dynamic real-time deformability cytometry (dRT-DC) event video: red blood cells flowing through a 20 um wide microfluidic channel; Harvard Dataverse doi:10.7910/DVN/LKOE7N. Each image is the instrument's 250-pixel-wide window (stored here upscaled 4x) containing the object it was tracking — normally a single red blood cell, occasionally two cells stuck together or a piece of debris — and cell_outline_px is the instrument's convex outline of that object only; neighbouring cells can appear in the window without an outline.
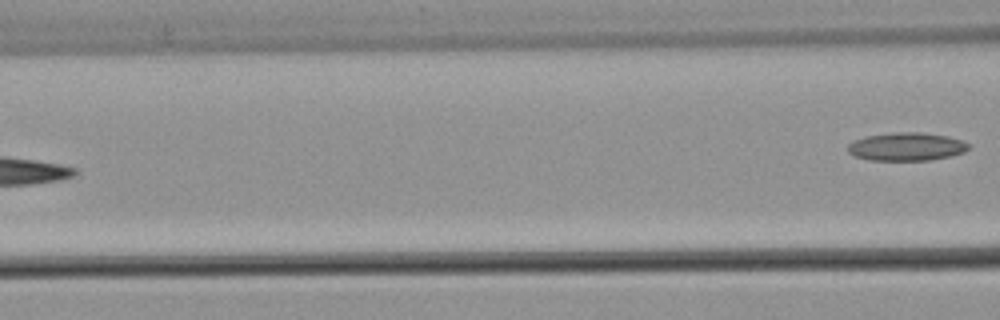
{"species": "common noctule bat (a hibernating species)", "species_latin": "Nyctalus noctula", "temperature_condition": "warm", "stored_images_in_passage": 3, "camera_frame_rate_fps": 3000, "um_per_image_px": 0.085, "animal": {"sex": "male", "body_mass_g": 21.5, "forearm_length_mm": 52.0}, "frame": {"image": 1, "passage_image": 3, "time_ms": 0.667, "image_size_px": [1000, 320], "cell_outline_px": [[972, 144], [964, 152], [952, 156], [928, 160], [868, 160], [856, 156], [848, 152], [848, 144], [864, 136], [896, 132], [920, 132], [948, 136]], "centroid_in_image_um": [77.07, 12.46], "position_along_channel_um": 89.5, "area_um2": 19.83}}